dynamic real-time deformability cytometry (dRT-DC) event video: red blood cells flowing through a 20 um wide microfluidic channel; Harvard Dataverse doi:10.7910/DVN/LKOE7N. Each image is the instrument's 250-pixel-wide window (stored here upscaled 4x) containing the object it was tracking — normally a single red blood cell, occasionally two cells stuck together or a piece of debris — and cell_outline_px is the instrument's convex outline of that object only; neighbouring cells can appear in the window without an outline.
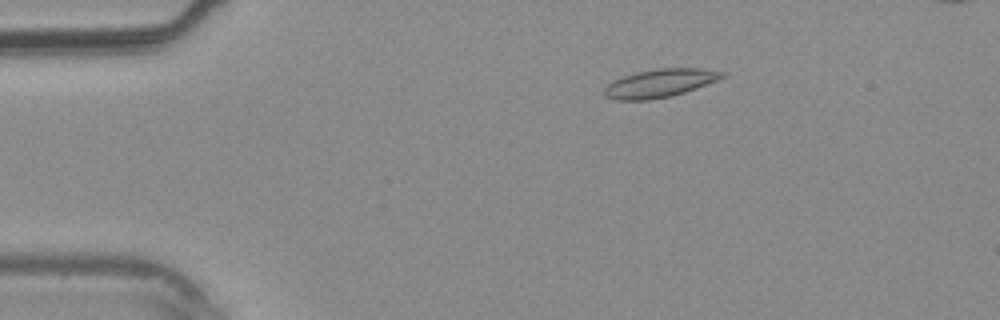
{"species": "common noctule bat (a hibernating species)", "species_latin": "Nyctalus noctula", "temperature_condition": "warm", "stored_images_in_passage": 39, "camera_frame_rate_fps": 3000, "um_per_image_px": 0.085, "animal": {"sex": "male", "body_mass_g": 20.4}, "frame": {"image": 1, "passage_image": 7, "time_ms": 2.0, "image_size_px": [1000, 320], "cell_outline_px": [[724, 76], [716, 80], [696, 88], [672, 96], [652, 100], [616, 100], [604, 96], [604, 88], [612, 80], [636, 72], [660, 68], [704, 68], [724, 72]], "centroid_in_image_um": [56.05, 7.08], "position_along_channel_um": 29.0, "area_um2": 19.36}}
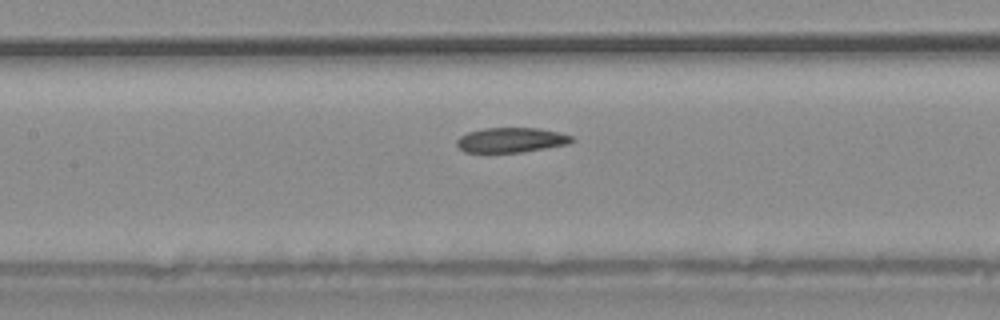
{"frame": {"image": 2, "passage_image": 18, "time_ms": 5.667, "image_size_px": [1000, 320], "cell_outline_px": [[576, 140], [568, 144], [524, 152], [464, 152], [456, 144], [456, 140], [460, 136], [468, 132], [484, 128], [540, 128], [560, 132], [572, 136]], "centroid_in_image_um": [43.48, 11.9], "position_along_channel_um": 163.9, "area_um2": 16.76}}
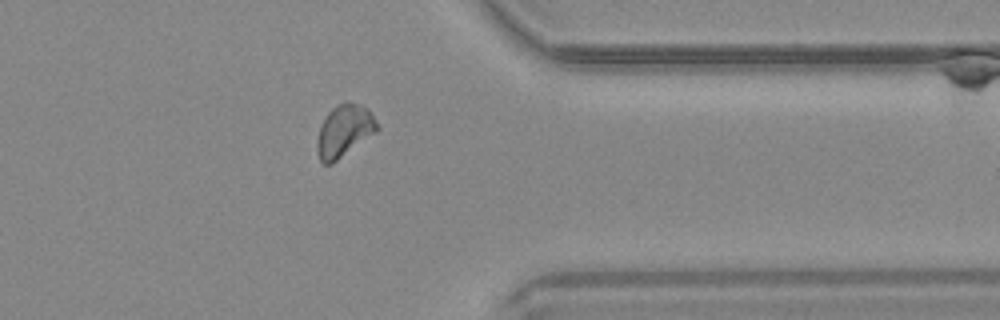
{"frame": {"image": 3, "passage_image": 31, "time_ms": 10.0, "image_size_px": [1000, 320], "cell_outline_px": [[380, 128], [376, 132], [332, 164], [324, 164], [320, 160], [316, 152], [316, 140], [320, 124], [328, 112], [336, 104], [360, 104], [368, 108], [372, 112]], "centroid_in_image_um": [29.24, 11.14], "position_along_channel_um": 382.2, "area_um2": 18.32}}